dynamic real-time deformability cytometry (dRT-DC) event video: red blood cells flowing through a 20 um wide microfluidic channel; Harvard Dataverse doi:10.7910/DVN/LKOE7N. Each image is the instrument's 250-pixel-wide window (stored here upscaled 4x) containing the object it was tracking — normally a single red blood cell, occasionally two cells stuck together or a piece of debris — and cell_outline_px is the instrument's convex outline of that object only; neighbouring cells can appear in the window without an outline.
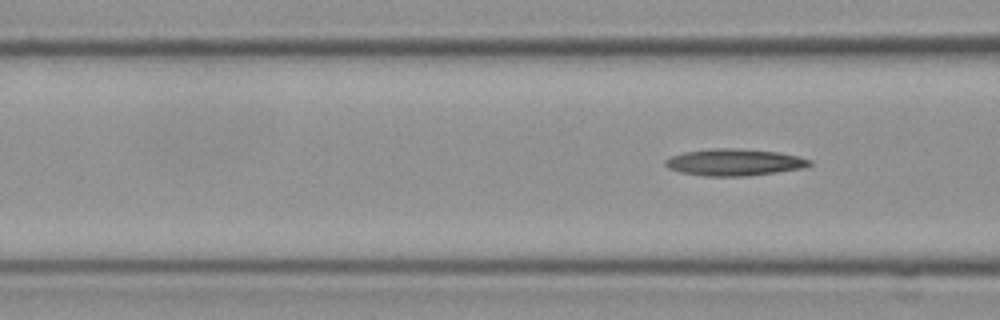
{"species": "Egyptian fruit bat (a non-hibernating species)", "species_latin": "Rousettus aegyptiacus", "temperature_condition": "cold", "stored_images_in_passage": 7, "camera_frame_rate_fps": 3000, "um_per_image_px": 0.085, "frame": {"image": 1, "passage_image": 7, "time_ms": 2.0, "image_size_px": [1000, 320], "cell_outline_px": [[812, 164], [804, 168], [776, 172], [744, 176], [704, 176], [680, 172], [668, 168], [664, 164], [664, 160], [672, 156], [684, 152], [708, 148], [736, 148], [776, 152], [796, 156], [812, 160]], "centroid_in_image_um": [62.38, 13.79], "position_along_channel_um": 104.2, "area_um2": 22.48}}